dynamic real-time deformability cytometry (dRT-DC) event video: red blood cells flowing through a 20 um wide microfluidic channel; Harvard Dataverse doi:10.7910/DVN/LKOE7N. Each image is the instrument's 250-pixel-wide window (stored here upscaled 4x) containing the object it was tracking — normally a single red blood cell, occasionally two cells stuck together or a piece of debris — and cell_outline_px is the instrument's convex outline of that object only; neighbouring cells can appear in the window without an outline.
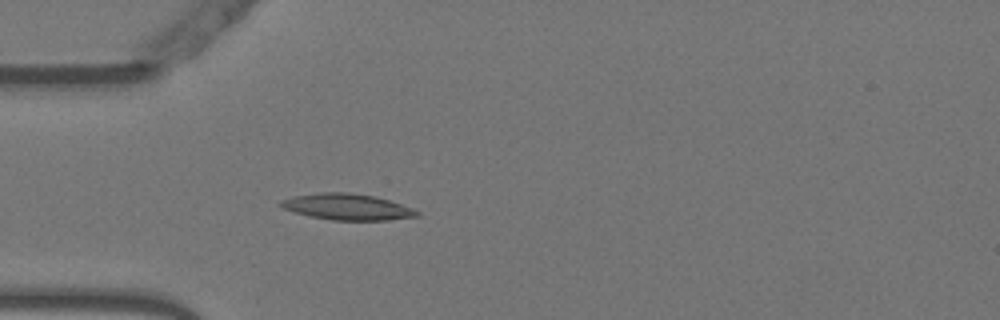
{"species": "Egyptian fruit bat (a non-hibernating species)", "species_latin": "Rousettus aegyptiacus", "temperature_condition": "warm", "stored_images_in_passage": 24, "camera_frame_rate_fps": 3000, "um_per_image_px": 0.085, "animal": {"sex": "female"}, "frame": {"image": 1, "passage_image": 4, "time_ms": 1.0, "image_size_px": [1000, 320], "cell_outline_px": [[420, 216], [388, 220], [332, 220], [312, 216], [296, 212], [284, 208], [276, 204], [280, 200], [296, 196], [320, 192], [348, 192], [376, 196], [412, 208], [420, 212]], "centroid_in_image_um": [29.53, 17.58], "position_along_channel_um": 55.5, "area_um2": 20.63}}
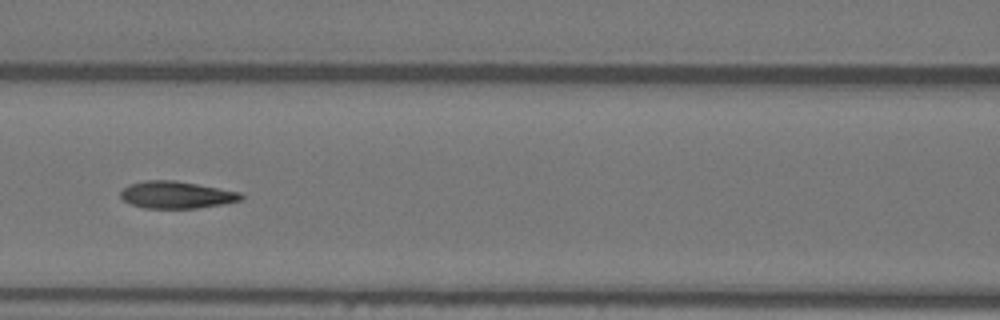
{"frame": {"image": 2, "passage_image": 12, "time_ms": 3.667, "image_size_px": [1000, 320], "cell_outline_px": [[244, 196], [240, 200], [220, 204], [196, 208], [144, 208], [132, 204], [124, 200], [120, 196], [120, 192], [128, 184], [144, 180], [176, 180], [240, 192]], "centroid_in_image_um": [14.96, 16.55], "position_along_channel_um": 151.6, "area_um2": 18.9}}
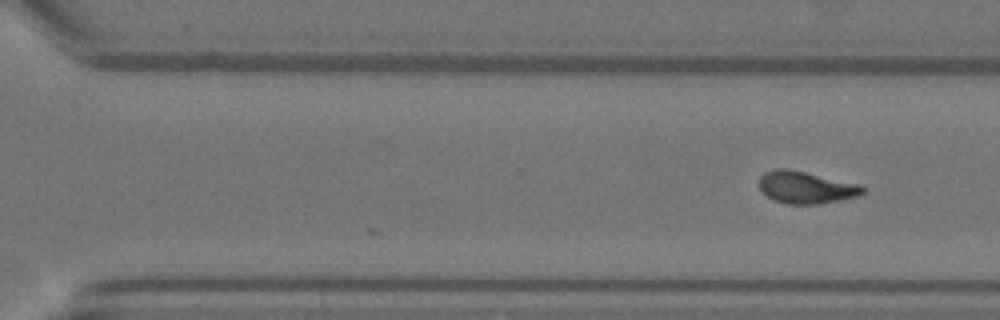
{"frame": {"image": 3, "passage_image": 24, "time_ms": 7.667, "image_size_px": [1000, 320], "cell_outline_px": [[864, 192], [860, 196], [820, 204], [788, 204], [772, 200], [756, 184], [760, 176], [764, 172], [776, 168], [788, 168], [860, 184], [864, 188]], "centroid_in_image_um": [68.48, 15.92], "position_along_channel_um": 302.1, "area_um2": 19.65}}